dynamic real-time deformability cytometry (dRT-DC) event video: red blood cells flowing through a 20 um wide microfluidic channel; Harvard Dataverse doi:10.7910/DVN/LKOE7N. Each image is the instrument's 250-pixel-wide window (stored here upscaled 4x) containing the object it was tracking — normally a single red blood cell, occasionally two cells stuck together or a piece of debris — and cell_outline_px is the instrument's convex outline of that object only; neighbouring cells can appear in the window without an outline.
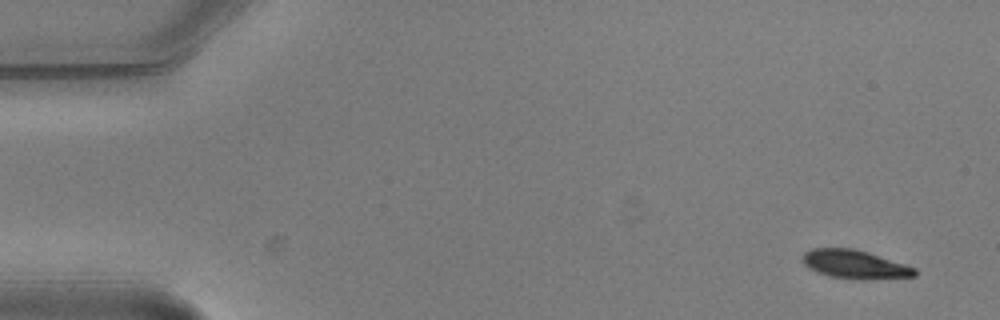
{"species": "common noctule bat (a hibernating species)", "species_latin": "Nyctalus noctula", "temperature_condition": "warm", "stored_images_in_passage": 5, "camera_frame_rate_fps": 3000, "um_per_image_px": 0.085, "animal": {"sex": "male", "body_mass_g": 20.5, "forearm_length_mm": 52.5}, "frame": {"image": 1, "passage_image": 1, "time_ms": 0.0, "image_size_px": [1000, 320], "cell_outline_px": [[916, 276], [872, 280], [860, 280], [828, 276], [816, 272], [808, 268], [800, 260], [804, 252], [812, 248], [852, 248], [868, 252], [916, 268]], "centroid_in_image_um": [72.62, 22.48], "position_along_channel_um": 12.4, "area_um2": 18.96}}
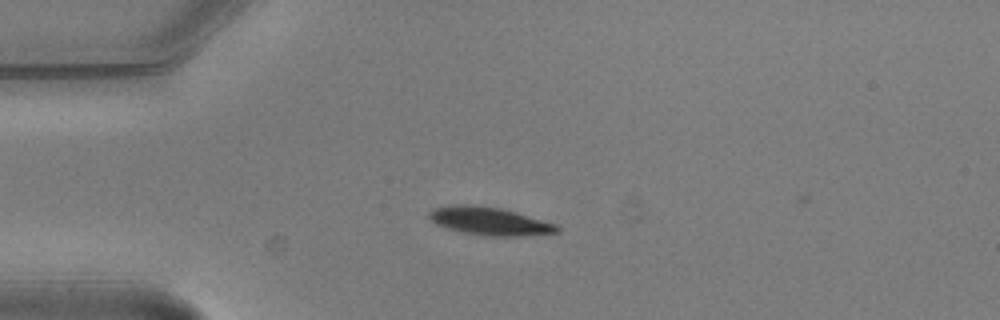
{"frame": {"image": 2, "passage_image": 4, "time_ms": 1.0, "image_size_px": [1000, 320], "cell_outline_px": [[560, 232], [520, 236], [488, 236], [464, 232], [448, 228], [436, 224], [428, 216], [428, 212], [432, 208], [452, 204], [468, 204], [500, 208], [516, 212], [556, 224], [560, 228]], "centroid_in_image_um": [41.6, 18.78], "position_along_channel_um": 43.4, "area_um2": 20.81}}